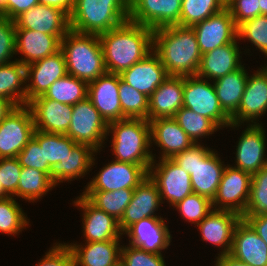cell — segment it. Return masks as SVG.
Returning a JSON list of instances; mask_svg holds the SVG:
<instances>
[{
    "label": "cell",
    "instance_id": "1",
    "mask_svg": "<svg viewBox=\"0 0 267 266\" xmlns=\"http://www.w3.org/2000/svg\"><path fill=\"white\" fill-rule=\"evenodd\" d=\"M153 32L149 27L128 20L99 34L107 73L121 74L151 53Z\"/></svg>",
    "mask_w": 267,
    "mask_h": 266
},
{
    "label": "cell",
    "instance_id": "2",
    "mask_svg": "<svg viewBox=\"0 0 267 266\" xmlns=\"http://www.w3.org/2000/svg\"><path fill=\"white\" fill-rule=\"evenodd\" d=\"M153 51L168 75L191 76L198 73L202 54L192 27L171 25L154 30Z\"/></svg>",
    "mask_w": 267,
    "mask_h": 266
},
{
    "label": "cell",
    "instance_id": "3",
    "mask_svg": "<svg viewBox=\"0 0 267 266\" xmlns=\"http://www.w3.org/2000/svg\"><path fill=\"white\" fill-rule=\"evenodd\" d=\"M112 134L115 160L141 165L147 172L156 159L152 154L150 124L146 119L124 118L108 123L107 137ZM151 150V151H150Z\"/></svg>",
    "mask_w": 267,
    "mask_h": 266
},
{
    "label": "cell",
    "instance_id": "4",
    "mask_svg": "<svg viewBox=\"0 0 267 266\" xmlns=\"http://www.w3.org/2000/svg\"><path fill=\"white\" fill-rule=\"evenodd\" d=\"M67 74L90 83L107 73L102 45L97 34L69 30L61 40Z\"/></svg>",
    "mask_w": 267,
    "mask_h": 266
},
{
    "label": "cell",
    "instance_id": "5",
    "mask_svg": "<svg viewBox=\"0 0 267 266\" xmlns=\"http://www.w3.org/2000/svg\"><path fill=\"white\" fill-rule=\"evenodd\" d=\"M128 19L126 0H74L69 25L73 31L99 35L121 26Z\"/></svg>",
    "mask_w": 267,
    "mask_h": 266
},
{
    "label": "cell",
    "instance_id": "6",
    "mask_svg": "<svg viewBox=\"0 0 267 266\" xmlns=\"http://www.w3.org/2000/svg\"><path fill=\"white\" fill-rule=\"evenodd\" d=\"M183 107L207 117L220 129L231 125V117L222 109L212 81L197 75L184 76Z\"/></svg>",
    "mask_w": 267,
    "mask_h": 266
},
{
    "label": "cell",
    "instance_id": "7",
    "mask_svg": "<svg viewBox=\"0 0 267 266\" xmlns=\"http://www.w3.org/2000/svg\"><path fill=\"white\" fill-rule=\"evenodd\" d=\"M107 132L108 123L88 97L72 106V118L65 135L76 143L91 146L100 153L106 143L104 141L107 139Z\"/></svg>",
    "mask_w": 267,
    "mask_h": 266
},
{
    "label": "cell",
    "instance_id": "8",
    "mask_svg": "<svg viewBox=\"0 0 267 266\" xmlns=\"http://www.w3.org/2000/svg\"><path fill=\"white\" fill-rule=\"evenodd\" d=\"M251 180L250 173L227 164L212 200L213 209L232 211L242 217L249 200Z\"/></svg>",
    "mask_w": 267,
    "mask_h": 266
},
{
    "label": "cell",
    "instance_id": "9",
    "mask_svg": "<svg viewBox=\"0 0 267 266\" xmlns=\"http://www.w3.org/2000/svg\"><path fill=\"white\" fill-rule=\"evenodd\" d=\"M158 161L157 163L156 159L153 160L148 175L156 183L162 203L167 200L166 202L173 207L193 193L191 177L172 159Z\"/></svg>",
    "mask_w": 267,
    "mask_h": 266
},
{
    "label": "cell",
    "instance_id": "10",
    "mask_svg": "<svg viewBox=\"0 0 267 266\" xmlns=\"http://www.w3.org/2000/svg\"><path fill=\"white\" fill-rule=\"evenodd\" d=\"M34 131L30 108L17 106L0 122V158L17 157L33 138Z\"/></svg>",
    "mask_w": 267,
    "mask_h": 266
},
{
    "label": "cell",
    "instance_id": "11",
    "mask_svg": "<svg viewBox=\"0 0 267 266\" xmlns=\"http://www.w3.org/2000/svg\"><path fill=\"white\" fill-rule=\"evenodd\" d=\"M266 66V67H265ZM248 76L238 110L231 116L230 128L241 127L244 122L259 124L267 112V64ZM257 120V121H256Z\"/></svg>",
    "mask_w": 267,
    "mask_h": 266
},
{
    "label": "cell",
    "instance_id": "12",
    "mask_svg": "<svg viewBox=\"0 0 267 266\" xmlns=\"http://www.w3.org/2000/svg\"><path fill=\"white\" fill-rule=\"evenodd\" d=\"M148 172L141 166L117 160L106 164L85 186L84 191H115L134 189Z\"/></svg>",
    "mask_w": 267,
    "mask_h": 266
},
{
    "label": "cell",
    "instance_id": "13",
    "mask_svg": "<svg viewBox=\"0 0 267 266\" xmlns=\"http://www.w3.org/2000/svg\"><path fill=\"white\" fill-rule=\"evenodd\" d=\"M182 0H137L129 8V21L156 30L179 25Z\"/></svg>",
    "mask_w": 267,
    "mask_h": 266
},
{
    "label": "cell",
    "instance_id": "14",
    "mask_svg": "<svg viewBox=\"0 0 267 266\" xmlns=\"http://www.w3.org/2000/svg\"><path fill=\"white\" fill-rule=\"evenodd\" d=\"M67 75L66 61L60 50L26 66V105L32 99L44 95L59 78Z\"/></svg>",
    "mask_w": 267,
    "mask_h": 266
},
{
    "label": "cell",
    "instance_id": "15",
    "mask_svg": "<svg viewBox=\"0 0 267 266\" xmlns=\"http://www.w3.org/2000/svg\"><path fill=\"white\" fill-rule=\"evenodd\" d=\"M201 54L232 43L237 26L227 8L192 26Z\"/></svg>",
    "mask_w": 267,
    "mask_h": 266
},
{
    "label": "cell",
    "instance_id": "16",
    "mask_svg": "<svg viewBox=\"0 0 267 266\" xmlns=\"http://www.w3.org/2000/svg\"><path fill=\"white\" fill-rule=\"evenodd\" d=\"M246 125L237 141L234 167L253 175L267 165L266 135L262 123Z\"/></svg>",
    "mask_w": 267,
    "mask_h": 266
},
{
    "label": "cell",
    "instance_id": "17",
    "mask_svg": "<svg viewBox=\"0 0 267 266\" xmlns=\"http://www.w3.org/2000/svg\"><path fill=\"white\" fill-rule=\"evenodd\" d=\"M72 204L83 210L82 232L86 242L122 239L119 221L98 209L85 196L81 194Z\"/></svg>",
    "mask_w": 267,
    "mask_h": 266
},
{
    "label": "cell",
    "instance_id": "18",
    "mask_svg": "<svg viewBox=\"0 0 267 266\" xmlns=\"http://www.w3.org/2000/svg\"><path fill=\"white\" fill-rule=\"evenodd\" d=\"M16 29H28L54 36L70 30L69 16L61 9L38 4L14 19Z\"/></svg>",
    "mask_w": 267,
    "mask_h": 266
},
{
    "label": "cell",
    "instance_id": "19",
    "mask_svg": "<svg viewBox=\"0 0 267 266\" xmlns=\"http://www.w3.org/2000/svg\"><path fill=\"white\" fill-rule=\"evenodd\" d=\"M35 130L45 133L66 134L72 118V106L63 104L44 95L28 102Z\"/></svg>",
    "mask_w": 267,
    "mask_h": 266
},
{
    "label": "cell",
    "instance_id": "20",
    "mask_svg": "<svg viewBox=\"0 0 267 266\" xmlns=\"http://www.w3.org/2000/svg\"><path fill=\"white\" fill-rule=\"evenodd\" d=\"M124 234L133 247L156 254L168 249L172 239L168 225L161 216L144 218L131 225Z\"/></svg>",
    "mask_w": 267,
    "mask_h": 266
},
{
    "label": "cell",
    "instance_id": "21",
    "mask_svg": "<svg viewBox=\"0 0 267 266\" xmlns=\"http://www.w3.org/2000/svg\"><path fill=\"white\" fill-rule=\"evenodd\" d=\"M207 146L195 157L191 184L193 193L205 196L211 201L216 195L226 165L219 154Z\"/></svg>",
    "mask_w": 267,
    "mask_h": 266
},
{
    "label": "cell",
    "instance_id": "22",
    "mask_svg": "<svg viewBox=\"0 0 267 266\" xmlns=\"http://www.w3.org/2000/svg\"><path fill=\"white\" fill-rule=\"evenodd\" d=\"M242 217L232 211L216 210L204 217L196 226L201 232L202 241L221 248L217 257L229 255L236 224Z\"/></svg>",
    "mask_w": 267,
    "mask_h": 266
},
{
    "label": "cell",
    "instance_id": "23",
    "mask_svg": "<svg viewBox=\"0 0 267 266\" xmlns=\"http://www.w3.org/2000/svg\"><path fill=\"white\" fill-rule=\"evenodd\" d=\"M162 205L161 196L156 183L148 175L134 188L131 202L127 205L124 215L119 221V228L124 233L131 225L144 218L157 216Z\"/></svg>",
    "mask_w": 267,
    "mask_h": 266
},
{
    "label": "cell",
    "instance_id": "24",
    "mask_svg": "<svg viewBox=\"0 0 267 266\" xmlns=\"http://www.w3.org/2000/svg\"><path fill=\"white\" fill-rule=\"evenodd\" d=\"M229 255L250 266H267V244L243 218L235 226Z\"/></svg>",
    "mask_w": 267,
    "mask_h": 266
},
{
    "label": "cell",
    "instance_id": "25",
    "mask_svg": "<svg viewBox=\"0 0 267 266\" xmlns=\"http://www.w3.org/2000/svg\"><path fill=\"white\" fill-rule=\"evenodd\" d=\"M88 98L107 123L122 119L119 74L105 73L88 83Z\"/></svg>",
    "mask_w": 267,
    "mask_h": 266
},
{
    "label": "cell",
    "instance_id": "26",
    "mask_svg": "<svg viewBox=\"0 0 267 266\" xmlns=\"http://www.w3.org/2000/svg\"><path fill=\"white\" fill-rule=\"evenodd\" d=\"M168 76L159 56L154 51L120 74L124 82L148 97Z\"/></svg>",
    "mask_w": 267,
    "mask_h": 266
},
{
    "label": "cell",
    "instance_id": "27",
    "mask_svg": "<svg viewBox=\"0 0 267 266\" xmlns=\"http://www.w3.org/2000/svg\"><path fill=\"white\" fill-rule=\"evenodd\" d=\"M64 36L44 34L34 30L16 29V55L15 59L27 66L35 61L54 55L61 49V40Z\"/></svg>",
    "mask_w": 267,
    "mask_h": 266
},
{
    "label": "cell",
    "instance_id": "28",
    "mask_svg": "<svg viewBox=\"0 0 267 266\" xmlns=\"http://www.w3.org/2000/svg\"><path fill=\"white\" fill-rule=\"evenodd\" d=\"M151 146L160 147L159 159H171L193 144L173 117L157 118L149 121Z\"/></svg>",
    "mask_w": 267,
    "mask_h": 266
},
{
    "label": "cell",
    "instance_id": "29",
    "mask_svg": "<svg viewBox=\"0 0 267 266\" xmlns=\"http://www.w3.org/2000/svg\"><path fill=\"white\" fill-rule=\"evenodd\" d=\"M237 41L238 39L236 38L232 43L202 54L196 75L209 81H215L226 74L240 69L243 66L240 60L242 52Z\"/></svg>",
    "mask_w": 267,
    "mask_h": 266
},
{
    "label": "cell",
    "instance_id": "30",
    "mask_svg": "<svg viewBox=\"0 0 267 266\" xmlns=\"http://www.w3.org/2000/svg\"><path fill=\"white\" fill-rule=\"evenodd\" d=\"M184 76L169 75L149 97L148 121L174 117L183 107Z\"/></svg>",
    "mask_w": 267,
    "mask_h": 266
},
{
    "label": "cell",
    "instance_id": "31",
    "mask_svg": "<svg viewBox=\"0 0 267 266\" xmlns=\"http://www.w3.org/2000/svg\"><path fill=\"white\" fill-rule=\"evenodd\" d=\"M120 242L109 240L66 245L72 251L74 266H119L122 247Z\"/></svg>",
    "mask_w": 267,
    "mask_h": 266
},
{
    "label": "cell",
    "instance_id": "32",
    "mask_svg": "<svg viewBox=\"0 0 267 266\" xmlns=\"http://www.w3.org/2000/svg\"><path fill=\"white\" fill-rule=\"evenodd\" d=\"M97 151L86 144L77 143L67 156L50 169L49 178L57 186L63 181H73L84 178L87 172L95 165Z\"/></svg>",
    "mask_w": 267,
    "mask_h": 266
},
{
    "label": "cell",
    "instance_id": "33",
    "mask_svg": "<svg viewBox=\"0 0 267 266\" xmlns=\"http://www.w3.org/2000/svg\"><path fill=\"white\" fill-rule=\"evenodd\" d=\"M248 76L243 64L240 69L212 82L222 109L230 117L238 110Z\"/></svg>",
    "mask_w": 267,
    "mask_h": 266
},
{
    "label": "cell",
    "instance_id": "34",
    "mask_svg": "<svg viewBox=\"0 0 267 266\" xmlns=\"http://www.w3.org/2000/svg\"><path fill=\"white\" fill-rule=\"evenodd\" d=\"M0 97L26 105V66L15 59L0 65Z\"/></svg>",
    "mask_w": 267,
    "mask_h": 266
},
{
    "label": "cell",
    "instance_id": "35",
    "mask_svg": "<svg viewBox=\"0 0 267 266\" xmlns=\"http://www.w3.org/2000/svg\"><path fill=\"white\" fill-rule=\"evenodd\" d=\"M56 185L43 171L22 167L17 188V197L26 201L36 202L52 190Z\"/></svg>",
    "mask_w": 267,
    "mask_h": 266
},
{
    "label": "cell",
    "instance_id": "36",
    "mask_svg": "<svg viewBox=\"0 0 267 266\" xmlns=\"http://www.w3.org/2000/svg\"><path fill=\"white\" fill-rule=\"evenodd\" d=\"M134 189L109 191H83L94 206L120 221L127 205L131 202Z\"/></svg>",
    "mask_w": 267,
    "mask_h": 266
},
{
    "label": "cell",
    "instance_id": "37",
    "mask_svg": "<svg viewBox=\"0 0 267 266\" xmlns=\"http://www.w3.org/2000/svg\"><path fill=\"white\" fill-rule=\"evenodd\" d=\"M44 96L47 99L73 106L88 97V83L67 74L56 80Z\"/></svg>",
    "mask_w": 267,
    "mask_h": 266
},
{
    "label": "cell",
    "instance_id": "38",
    "mask_svg": "<svg viewBox=\"0 0 267 266\" xmlns=\"http://www.w3.org/2000/svg\"><path fill=\"white\" fill-rule=\"evenodd\" d=\"M173 118L193 143H199L200 139L220 130L212 120L186 107H182L176 112Z\"/></svg>",
    "mask_w": 267,
    "mask_h": 266
},
{
    "label": "cell",
    "instance_id": "39",
    "mask_svg": "<svg viewBox=\"0 0 267 266\" xmlns=\"http://www.w3.org/2000/svg\"><path fill=\"white\" fill-rule=\"evenodd\" d=\"M33 138L44 145V164L51 168L54 164L63 160L72 148L77 144L65 134L45 133L34 131Z\"/></svg>",
    "mask_w": 267,
    "mask_h": 266
},
{
    "label": "cell",
    "instance_id": "40",
    "mask_svg": "<svg viewBox=\"0 0 267 266\" xmlns=\"http://www.w3.org/2000/svg\"><path fill=\"white\" fill-rule=\"evenodd\" d=\"M224 8L222 0H182L180 26L192 27Z\"/></svg>",
    "mask_w": 267,
    "mask_h": 266
},
{
    "label": "cell",
    "instance_id": "41",
    "mask_svg": "<svg viewBox=\"0 0 267 266\" xmlns=\"http://www.w3.org/2000/svg\"><path fill=\"white\" fill-rule=\"evenodd\" d=\"M119 100L122 119L141 118L148 120L149 97L124 82L119 74Z\"/></svg>",
    "mask_w": 267,
    "mask_h": 266
},
{
    "label": "cell",
    "instance_id": "42",
    "mask_svg": "<svg viewBox=\"0 0 267 266\" xmlns=\"http://www.w3.org/2000/svg\"><path fill=\"white\" fill-rule=\"evenodd\" d=\"M13 196L0 198V232L18 235L29 225V219Z\"/></svg>",
    "mask_w": 267,
    "mask_h": 266
},
{
    "label": "cell",
    "instance_id": "43",
    "mask_svg": "<svg viewBox=\"0 0 267 266\" xmlns=\"http://www.w3.org/2000/svg\"><path fill=\"white\" fill-rule=\"evenodd\" d=\"M267 214V165L252 175L249 200L243 216Z\"/></svg>",
    "mask_w": 267,
    "mask_h": 266
},
{
    "label": "cell",
    "instance_id": "44",
    "mask_svg": "<svg viewBox=\"0 0 267 266\" xmlns=\"http://www.w3.org/2000/svg\"><path fill=\"white\" fill-rule=\"evenodd\" d=\"M237 39H247L267 57V16L259 15L237 26Z\"/></svg>",
    "mask_w": 267,
    "mask_h": 266
},
{
    "label": "cell",
    "instance_id": "45",
    "mask_svg": "<svg viewBox=\"0 0 267 266\" xmlns=\"http://www.w3.org/2000/svg\"><path fill=\"white\" fill-rule=\"evenodd\" d=\"M173 207L179 211L185 221L195 226L213 209L212 201L209 198L196 193L186 196Z\"/></svg>",
    "mask_w": 267,
    "mask_h": 266
},
{
    "label": "cell",
    "instance_id": "46",
    "mask_svg": "<svg viewBox=\"0 0 267 266\" xmlns=\"http://www.w3.org/2000/svg\"><path fill=\"white\" fill-rule=\"evenodd\" d=\"M122 266H166L162 254L147 252L128 244L121 247Z\"/></svg>",
    "mask_w": 267,
    "mask_h": 266
},
{
    "label": "cell",
    "instance_id": "47",
    "mask_svg": "<svg viewBox=\"0 0 267 266\" xmlns=\"http://www.w3.org/2000/svg\"><path fill=\"white\" fill-rule=\"evenodd\" d=\"M21 169L17 157L0 158V182L8 196H17Z\"/></svg>",
    "mask_w": 267,
    "mask_h": 266
},
{
    "label": "cell",
    "instance_id": "48",
    "mask_svg": "<svg viewBox=\"0 0 267 266\" xmlns=\"http://www.w3.org/2000/svg\"><path fill=\"white\" fill-rule=\"evenodd\" d=\"M16 55V28L14 20L0 16V65L12 62Z\"/></svg>",
    "mask_w": 267,
    "mask_h": 266
},
{
    "label": "cell",
    "instance_id": "49",
    "mask_svg": "<svg viewBox=\"0 0 267 266\" xmlns=\"http://www.w3.org/2000/svg\"><path fill=\"white\" fill-rule=\"evenodd\" d=\"M17 159L22 167L34 168L50 175L51 168L44 164V145H39L34 138L21 150Z\"/></svg>",
    "mask_w": 267,
    "mask_h": 266
},
{
    "label": "cell",
    "instance_id": "50",
    "mask_svg": "<svg viewBox=\"0 0 267 266\" xmlns=\"http://www.w3.org/2000/svg\"><path fill=\"white\" fill-rule=\"evenodd\" d=\"M226 8L233 17L236 26L260 15L258 0H231Z\"/></svg>",
    "mask_w": 267,
    "mask_h": 266
},
{
    "label": "cell",
    "instance_id": "51",
    "mask_svg": "<svg viewBox=\"0 0 267 266\" xmlns=\"http://www.w3.org/2000/svg\"><path fill=\"white\" fill-rule=\"evenodd\" d=\"M35 266H74L72 251L64 242L54 243Z\"/></svg>",
    "mask_w": 267,
    "mask_h": 266
},
{
    "label": "cell",
    "instance_id": "52",
    "mask_svg": "<svg viewBox=\"0 0 267 266\" xmlns=\"http://www.w3.org/2000/svg\"><path fill=\"white\" fill-rule=\"evenodd\" d=\"M204 144L193 143L186 150L180 152L171 158L179 167H181L184 171L192 174V171L195 166V157L204 149Z\"/></svg>",
    "mask_w": 267,
    "mask_h": 266
},
{
    "label": "cell",
    "instance_id": "53",
    "mask_svg": "<svg viewBox=\"0 0 267 266\" xmlns=\"http://www.w3.org/2000/svg\"><path fill=\"white\" fill-rule=\"evenodd\" d=\"M38 4L39 0H7V18L14 20L21 13Z\"/></svg>",
    "mask_w": 267,
    "mask_h": 266
},
{
    "label": "cell",
    "instance_id": "54",
    "mask_svg": "<svg viewBox=\"0 0 267 266\" xmlns=\"http://www.w3.org/2000/svg\"><path fill=\"white\" fill-rule=\"evenodd\" d=\"M261 237V239L267 244V214H261L257 216H242Z\"/></svg>",
    "mask_w": 267,
    "mask_h": 266
},
{
    "label": "cell",
    "instance_id": "55",
    "mask_svg": "<svg viewBox=\"0 0 267 266\" xmlns=\"http://www.w3.org/2000/svg\"><path fill=\"white\" fill-rule=\"evenodd\" d=\"M39 4L59 8L70 16L74 7V0H39Z\"/></svg>",
    "mask_w": 267,
    "mask_h": 266
},
{
    "label": "cell",
    "instance_id": "56",
    "mask_svg": "<svg viewBox=\"0 0 267 266\" xmlns=\"http://www.w3.org/2000/svg\"><path fill=\"white\" fill-rule=\"evenodd\" d=\"M214 262V266H250L248 264L235 260L230 255H222L216 257V260Z\"/></svg>",
    "mask_w": 267,
    "mask_h": 266
},
{
    "label": "cell",
    "instance_id": "57",
    "mask_svg": "<svg viewBox=\"0 0 267 266\" xmlns=\"http://www.w3.org/2000/svg\"><path fill=\"white\" fill-rule=\"evenodd\" d=\"M16 107L11 100L0 97V122Z\"/></svg>",
    "mask_w": 267,
    "mask_h": 266
},
{
    "label": "cell",
    "instance_id": "58",
    "mask_svg": "<svg viewBox=\"0 0 267 266\" xmlns=\"http://www.w3.org/2000/svg\"><path fill=\"white\" fill-rule=\"evenodd\" d=\"M0 16L7 18V0H0Z\"/></svg>",
    "mask_w": 267,
    "mask_h": 266
},
{
    "label": "cell",
    "instance_id": "59",
    "mask_svg": "<svg viewBox=\"0 0 267 266\" xmlns=\"http://www.w3.org/2000/svg\"><path fill=\"white\" fill-rule=\"evenodd\" d=\"M260 6V15L267 16V0H258Z\"/></svg>",
    "mask_w": 267,
    "mask_h": 266
},
{
    "label": "cell",
    "instance_id": "60",
    "mask_svg": "<svg viewBox=\"0 0 267 266\" xmlns=\"http://www.w3.org/2000/svg\"><path fill=\"white\" fill-rule=\"evenodd\" d=\"M8 197V195L3 191L1 182H0V198Z\"/></svg>",
    "mask_w": 267,
    "mask_h": 266
},
{
    "label": "cell",
    "instance_id": "61",
    "mask_svg": "<svg viewBox=\"0 0 267 266\" xmlns=\"http://www.w3.org/2000/svg\"><path fill=\"white\" fill-rule=\"evenodd\" d=\"M137 0H126L128 7L130 8Z\"/></svg>",
    "mask_w": 267,
    "mask_h": 266
},
{
    "label": "cell",
    "instance_id": "62",
    "mask_svg": "<svg viewBox=\"0 0 267 266\" xmlns=\"http://www.w3.org/2000/svg\"><path fill=\"white\" fill-rule=\"evenodd\" d=\"M225 5H227L231 0H222Z\"/></svg>",
    "mask_w": 267,
    "mask_h": 266
}]
</instances>
